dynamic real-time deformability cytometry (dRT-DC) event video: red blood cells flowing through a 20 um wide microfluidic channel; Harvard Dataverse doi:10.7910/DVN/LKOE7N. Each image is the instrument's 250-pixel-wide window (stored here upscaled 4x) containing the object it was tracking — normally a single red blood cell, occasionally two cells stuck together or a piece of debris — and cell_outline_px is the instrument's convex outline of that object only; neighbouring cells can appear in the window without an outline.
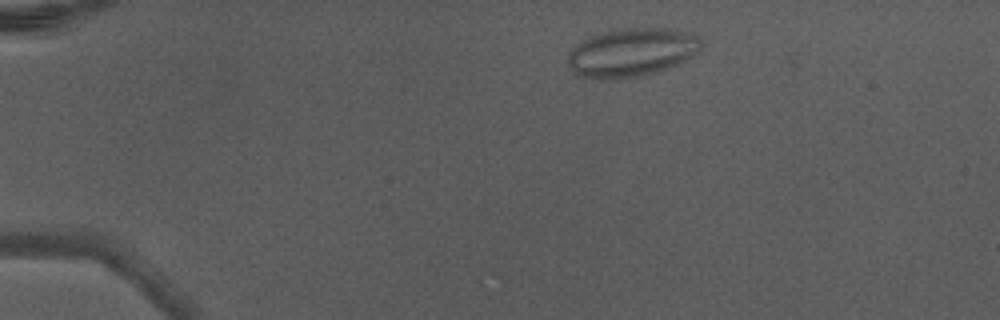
{"species": "Egyptian fruit bat (a non-hibernating species)", "species_latin": "Rousettus aegyptiacus", "temperature_condition": "warm", "stored_images_in_passage": 6, "camera_frame_rate_fps": 3000, "um_per_image_px": 0.085, "animal": {"sex": "male"}, "frame": {"image": 1, "passage_image": 2, "time_ms": 0.333, "image_size_px": [1000, 320], "cell_outline_px": [[700, 48], [692, 56], [668, 68], [644, 76], [608, 80], [592, 80], [576, 76], [568, 64], [568, 56], [572, 48], [580, 40], [588, 36], [604, 32], [624, 28], [668, 28], [692, 32], [700, 36]], "centroid_in_image_um": [53.65, 4.47], "position_along_channel_um": 31.4, "area_um2": 38.26}}